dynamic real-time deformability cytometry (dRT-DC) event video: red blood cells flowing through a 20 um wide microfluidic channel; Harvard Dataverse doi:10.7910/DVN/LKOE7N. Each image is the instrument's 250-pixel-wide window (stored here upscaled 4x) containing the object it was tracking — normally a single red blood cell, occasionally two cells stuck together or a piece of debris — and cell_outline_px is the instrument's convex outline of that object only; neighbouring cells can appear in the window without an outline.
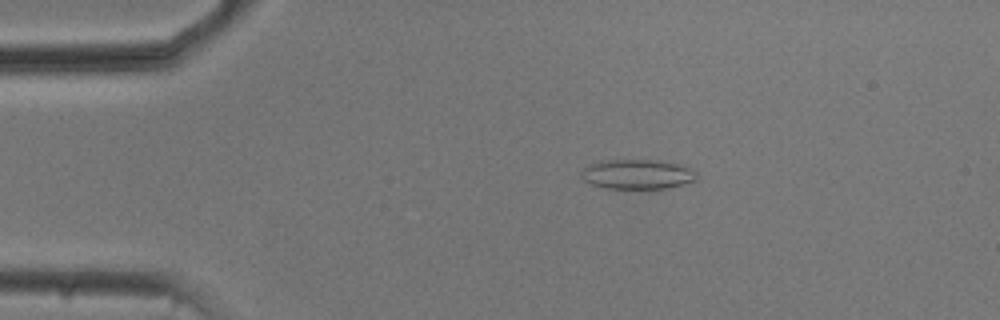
{"species": "common noctule bat (a hibernating species)", "species_latin": "Nyctalus noctula", "temperature_condition": "cold", "stored_images_in_passage": 45, "camera_frame_rate_fps": 3000, "um_per_image_px": 0.085, "animal": {"sex": "male", "body_mass_g": 20.5, "forearm_length_mm": 52.5}, "frame": {"image": 1, "passage_image": 2, "time_ms": 0.333, "image_size_px": [1000, 320], "cell_outline_px": [[696, 180], [668, 188], [604, 188], [588, 184], [580, 176], [580, 172], [588, 164], [600, 160], [660, 160], [680, 164], [692, 168], [696, 172]], "centroid_in_image_um": [54.14, 14.8], "position_along_channel_um": 30.9, "area_um2": 20.23}}
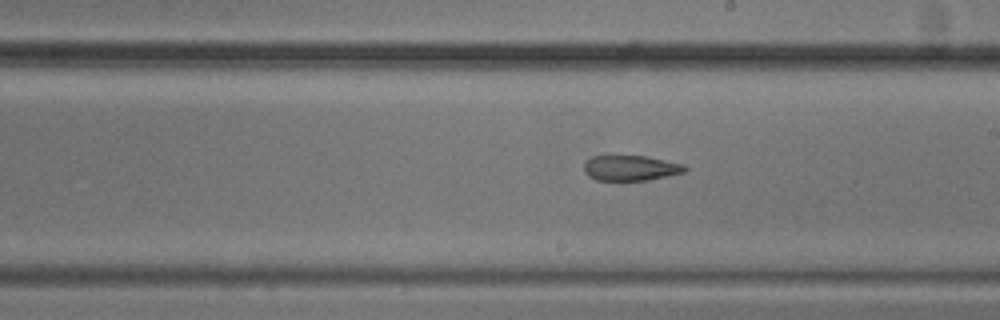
{"frame": {"image": 2, "passage_image": 22, "time_ms": 7.0, "image_size_px": [1000, 320], "cell_outline_px": [[688, 168], [684, 172], [668, 176], [648, 180], [596, 180], [588, 176], [584, 172], [584, 164], [592, 156], [648, 156], [684, 164]], "centroid_in_image_um": [53.62, 14.28], "position_along_channel_um": 235.4, "area_um2": 14.91}}
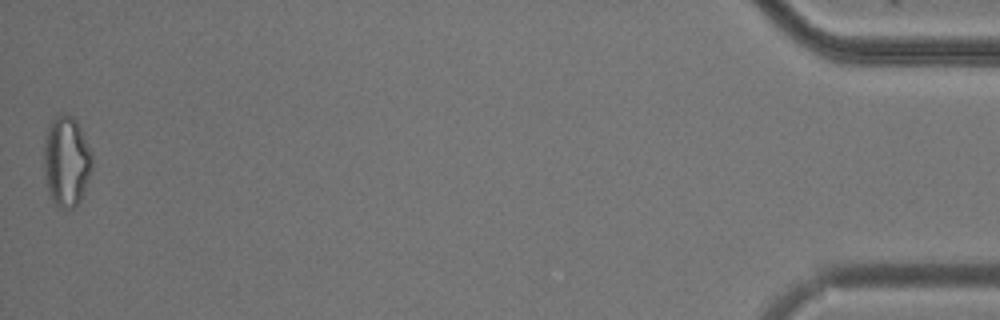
{"frame": {"image": 3, "passage_image": 45, "time_ms": 14.667, "image_size_px": [1000, 320], "cell_outline_px": [[92, 168], [80, 200], [72, 208], [60, 208], [52, 200], [44, 176], [44, 140], [48, 124], [60, 112], [72, 116], [76, 120], [92, 152]], "centroid_in_image_um": [5.63, 13.67], "position_along_channel_um": 429.6, "area_um2": 25.37}}